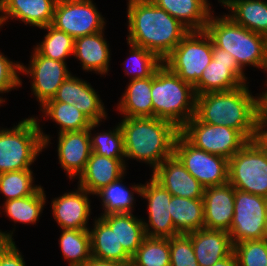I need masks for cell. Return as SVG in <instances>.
Instances as JSON below:
<instances>
[{
	"label": "cell",
	"mask_w": 267,
	"mask_h": 266,
	"mask_svg": "<svg viewBox=\"0 0 267 266\" xmlns=\"http://www.w3.org/2000/svg\"><path fill=\"white\" fill-rule=\"evenodd\" d=\"M127 42L163 60L190 32L151 0H127Z\"/></svg>",
	"instance_id": "cell-1"
},
{
	"label": "cell",
	"mask_w": 267,
	"mask_h": 266,
	"mask_svg": "<svg viewBox=\"0 0 267 266\" xmlns=\"http://www.w3.org/2000/svg\"><path fill=\"white\" fill-rule=\"evenodd\" d=\"M125 162L146 163L153 172L165 159L174 155L178 129L171 122L156 117H121Z\"/></svg>",
	"instance_id": "cell-2"
},
{
	"label": "cell",
	"mask_w": 267,
	"mask_h": 266,
	"mask_svg": "<svg viewBox=\"0 0 267 266\" xmlns=\"http://www.w3.org/2000/svg\"><path fill=\"white\" fill-rule=\"evenodd\" d=\"M248 84L231 91L197 95L194 116L200 122L236 129L250 141L257 109L256 96Z\"/></svg>",
	"instance_id": "cell-3"
},
{
	"label": "cell",
	"mask_w": 267,
	"mask_h": 266,
	"mask_svg": "<svg viewBox=\"0 0 267 266\" xmlns=\"http://www.w3.org/2000/svg\"><path fill=\"white\" fill-rule=\"evenodd\" d=\"M210 14L205 31L213 44L230 53L244 71L253 66L265 71L267 65V37L235 23L226 13Z\"/></svg>",
	"instance_id": "cell-4"
},
{
	"label": "cell",
	"mask_w": 267,
	"mask_h": 266,
	"mask_svg": "<svg viewBox=\"0 0 267 266\" xmlns=\"http://www.w3.org/2000/svg\"><path fill=\"white\" fill-rule=\"evenodd\" d=\"M40 122L31 116L11 128L0 127V173L32 169L37 157L52 144Z\"/></svg>",
	"instance_id": "cell-5"
},
{
	"label": "cell",
	"mask_w": 267,
	"mask_h": 266,
	"mask_svg": "<svg viewBox=\"0 0 267 266\" xmlns=\"http://www.w3.org/2000/svg\"><path fill=\"white\" fill-rule=\"evenodd\" d=\"M153 117L166 120L181 129L194 115V87L162 64L152 75Z\"/></svg>",
	"instance_id": "cell-6"
},
{
	"label": "cell",
	"mask_w": 267,
	"mask_h": 266,
	"mask_svg": "<svg viewBox=\"0 0 267 266\" xmlns=\"http://www.w3.org/2000/svg\"><path fill=\"white\" fill-rule=\"evenodd\" d=\"M213 42L206 31H190L162 60L184 82L194 86L212 61Z\"/></svg>",
	"instance_id": "cell-7"
},
{
	"label": "cell",
	"mask_w": 267,
	"mask_h": 266,
	"mask_svg": "<svg viewBox=\"0 0 267 266\" xmlns=\"http://www.w3.org/2000/svg\"><path fill=\"white\" fill-rule=\"evenodd\" d=\"M228 182L237 190L267 198V154L248 141L229 159Z\"/></svg>",
	"instance_id": "cell-8"
},
{
	"label": "cell",
	"mask_w": 267,
	"mask_h": 266,
	"mask_svg": "<svg viewBox=\"0 0 267 266\" xmlns=\"http://www.w3.org/2000/svg\"><path fill=\"white\" fill-rule=\"evenodd\" d=\"M180 134L194 147L228 160L249 141L236 129L200 122L195 116L180 129Z\"/></svg>",
	"instance_id": "cell-9"
},
{
	"label": "cell",
	"mask_w": 267,
	"mask_h": 266,
	"mask_svg": "<svg viewBox=\"0 0 267 266\" xmlns=\"http://www.w3.org/2000/svg\"><path fill=\"white\" fill-rule=\"evenodd\" d=\"M267 198L235 189L234 216L229 235L233 244L265 239Z\"/></svg>",
	"instance_id": "cell-10"
},
{
	"label": "cell",
	"mask_w": 267,
	"mask_h": 266,
	"mask_svg": "<svg viewBox=\"0 0 267 266\" xmlns=\"http://www.w3.org/2000/svg\"><path fill=\"white\" fill-rule=\"evenodd\" d=\"M51 25L76 39L106 30V19L93 0H57Z\"/></svg>",
	"instance_id": "cell-11"
},
{
	"label": "cell",
	"mask_w": 267,
	"mask_h": 266,
	"mask_svg": "<svg viewBox=\"0 0 267 266\" xmlns=\"http://www.w3.org/2000/svg\"><path fill=\"white\" fill-rule=\"evenodd\" d=\"M174 155L205 188L228 182L229 160L194 147L181 134L176 138Z\"/></svg>",
	"instance_id": "cell-12"
},
{
	"label": "cell",
	"mask_w": 267,
	"mask_h": 266,
	"mask_svg": "<svg viewBox=\"0 0 267 266\" xmlns=\"http://www.w3.org/2000/svg\"><path fill=\"white\" fill-rule=\"evenodd\" d=\"M67 62L42 56L35 48L31 52L29 64L21 62L20 74L31 78V95L41 107L53 99L61 84L72 74Z\"/></svg>",
	"instance_id": "cell-13"
},
{
	"label": "cell",
	"mask_w": 267,
	"mask_h": 266,
	"mask_svg": "<svg viewBox=\"0 0 267 266\" xmlns=\"http://www.w3.org/2000/svg\"><path fill=\"white\" fill-rule=\"evenodd\" d=\"M244 72L230 53L213 44L212 61L193 86L195 94L197 96L209 92H225L237 89L250 83Z\"/></svg>",
	"instance_id": "cell-14"
},
{
	"label": "cell",
	"mask_w": 267,
	"mask_h": 266,
	"mask_svg": "<svg viewBox=\"0 0 267 266\" xmlns=\"http://www.w3.org/2000/svg\"><path fill=\"white\" fill-rule=\"evenodd\" d=\"M150 177L149 182L142 184L140 194L148 203V221L142 218L146 236L171 238L179 234L169 213L172 195L151 175Z\"/></svg>",
	"instance_id": "cell-15"
},
{
	"label": "cell",
	"mask_w": 267,
	"mask_h": 266,
	"mask_svg": "<svg viewBox=\"0 0 267 266\" xmlns=\"http://www.w3.org/2000/svg\"><path fill=\"white\" fill-rule=\"evenodd\" d=\"M48 101L74 104L92 123L108 119L107 108L98 92L87 80L73 74L61 84L53 99Z\"/></svg>",
	"instance_id": "cell-16"
},
{
	"label": "cell",
	"mask_w": 267,
	"mask_h": 266,
	"mask_svg": "<svg viewBox=\"0 0 267 266\" xmlns=\"http://www.w3.org/2000/svg\"><path fill=\"white\" fill-rule=\"evenodd\" d=\"M75 191H68L51 200V213L60 229H89L92 215L90 194L77 185Z\"/></svg>",
	"instance_id": "cell-17"
},
{
	"label": "cell",
	"mask_w": 267,
	"mask_h": 266,
	"mask_svg": "<svg viewBox=\"0 0 267 266\" xmlns=\"http://www.w3.org/2000/svg\"><path fill=\"white\" fill-rule=\"evenodd\" d=\"M151 175L171 195L203 199L205 187L185 169L175 155L165 159Z\"/></svg>",
	"instance_id": "cell-18"
},
{
	"label": "cell",
	"mask_w": 267,
	"mask_h": 266,
	"mask_svg": "<svg viewBox=\"0 0 267 266\" xmlns=\"http://www.w3.org/2000/svg\"><path fill=\"white\" fill-rule=\"evenodd\" d=\"M57 157L65 175L77 179L90 158L91 143L88 129L59 133L57 135Z\"/></svg>",
	"instance_id": "cell-19"
},
{
	"label": "cell",
	"mask_w": 267,
	"mask_h": 266,
	"mask_svg": "<svg viewBox=\"0 0 267 266\" xmlns=\"http://www.w3.org/2000/svg\"><path fill=\"white\" fill-rule=\"evenodd\" d=\"M57 0H0V29L10 19L42 28L52 24Z\"/></svg>",
	"instance_id": "cell-20"
},
{
	"label": "cell",
	"mask_w": 267,
	"mask_h": 266,
	"mask_svg": "<svg viewBox=\"0 0 267 266\" xmlns=\"http://www.w3.org/2000/svg\"><path fill=\"white\" fill-rule=\"evenodd\" d=\"M235 188L229 183L204 190V228L230 230L234 216Z\"/></svg>",
	"instance_id": "cell-21"
},
{
	"label": "cell",
	"mask_w": 267,
	"mask_h": 266,
	"mask_svg": "<svg viewBox=\"0 0 267 266\" xmlns=\"http://www.w3.org/2000/svg\"><path fill=\"white\" fill-rule=\"evenodd\" d=\"M125 160L107 158L91 152L84 171L77 178V184L92 196L101 188L125 176L127 166Z\"/></svg>",
	"instance_id": "cell-22"
},
{
	"label": "cell",
	"mask_w": 267,
	"mask_h": 266,
	"mask_svg": "<svg viewBox=\"0 0 267 266\" xmlns=\"http://www.w3.org/2000/svg\"><path fill=\"white\" fill-rule=\"evenodd\" d=\"M105 31L74 39L73 57L80 61L81 69L104 77L110 71L111 49Z\"/></svg>",
	"instance_id": "cell-23"
},
{
	"label": "cell",
	"mask_w": 267,
	"mask_h": 266,
	"mask_svg": "<svg viewBox=\"0 0 267 266\" xmlns=\"http://www.w3.org/2000/svg\"><path fill=\"white\" fill-rule=\"evenodd\" d=\"M200 266H212L233 252L228 231L202 228L187 234Z\"/></svg>",
	"instance_id": "cell-24"
},
{
	"label": "cell",
	"mask_w": 267,
	"mask_h": 266,
	"mask_svg": "<svg viewBox=\"0 0 267 266\" xmlns=\"http://www.w3.org/2000/svg\"><path fill=\"white\" fill-rule=\"evenodd\" d=\"M189 31H204L213 12L209 0H151Z\"/></svg>",
	"instance_id": "cell-25"
},
{
	"label": "cell",
	"mask_w": 267,
	"mask_h": 266,
	"mask_svg": "<svg viewBox=\"0 0 267 266\" xmlns=\"http://www.w3.org/2000/svg\"><path fill=\"white\" fill-rule=\"evenodd\" d=\"M93 220V226L89 228L91 257L131 263L132 257L124 250L122 244H119L115 231L100 216Z\"/></svg>",
	"instance_id": "cell-26"
},
{
	"label": "cell",
	"mask_w": 267,
	"mask_h": 266,
	"mask_svg": "<svg viewBox=\"0 0 267 266\" xmlns=\"http://www.w3.org/2000/svg\"><path fill=\"white\" fill-rule=\"evenodd\" d=\"M235 23L267 37V0H218ZM231 12V13H230Z\"/></svg>",
	"instance_id": "cell-27"
},
{
	"label": "cell",
	"mask_w": 267,
	"mask_h": 266,
	"mask_svg": "<svg viewBox=\"0 0 267 266\" xmlns=\"http://www.w3.org/2000/svg\"><path fill=\"white\" fill-rule=\"evenodd\" d=\"M125 87L123 95L117 103L118 114L123 117H153L151 97L152 76L149 78L132 79Z\"/></svg>",
	"instance_id": "cell-28"
},
{
	"label": "cell",
	"mask_w": 267,
	"mask_h": 266,
	"mask_svg": "<svg viewBox=\"0 0 267 266\" xmlns=\"http://www.w3.org/2000/svg\"><path fill=\"white\" fill-rule=\"evenodd\" d=\"M125 177H121L115 182L101 188L94 195L101 199L102 213L100 215L133 213L135 210L136 198L134 194H141L142 183L128 186L123 183ZM134 209V210H133Z\"/></svg>",
	"instance_id": "cell-29"
},
{
	"label": "cell",
	"mask_w": 267,
	"mask_h": 266,
	"mask_svg": "<svg viewBox=\"0 0 267 266\" xmlns=\"http://www.w3.org/2000/svg\"><path fill=\"white\" fill-rule=\"evenodd\" d=\"M100 217L115 231L119 244L132 257L146 237L142 217L133 213H117L100 215Z\"/></svg>",
	"instance_id": "cell-30"
},
{
	"label": "cell",
	"mask_w": 267,
	"mask_h": 266,
	"mask_svg": "<svg viewBox=\"0 0 267 266\" xmlns=\"http://www.w3.org/2000/svg\"><path fill=\"white\" fill-rule=\"evenodd\" d=\"M169 213L179 234H188L204 228L203 199L172 195Z\"/></svg>",
	"instance_id": "cell-31"
},
{
	"label": "cell",
	"mask_w": 267,
	"mask_h": 266,
	"mask_svg": "<svg viewBox=\"0 0 267 266\" xmlns=\"http://www.w3.org/2000/svg\"><path fill=\"white\" fill-rule=\"evenodd\" d=\"M46 193L41 186L33 195L18 199H11L4 201L0 206L15 224L22 223L28 225H35L42 216L44 206H46Z\"/></svg>",
	"instance_id": "cell-32"
},
{
	"label": "cell",
	"mask_w": 267,
	"mask_h": 266,
	"mask_svg": "<svg viewBox=\"0 0 267 266\" xmlns=\"http://www.w3.org/2000/svg\"><path fill=\"white\" fill-rule=\"evenodd\" d=\"M42 111V112H41ZM41 117L58 125L59 133L89 129L91 121L75 105L60 101H46L41 107Z\"/></svg>",
	"instance_id": "cell-33"
},
{
	"label": "cell",
	"mask_w": 267,
	"mask_h": 266,
	"mask_svg": "<svg viewBox=\"0 0 267 266\" xmlns=\"http://www.w3.org/2000/svg\"><path fill=\"white\" fill-rule=\"evenodd\" d=\"M59 246L68 266H83L91 258L89 229H60Z\"/></svg>",
	"instance_id": "cell-34"
},
{
	"label": "cell",
	"mask_w": 267,
	"mask_h": 266,
	"mask_svg": "<svg viewBox=\"0 0 267 266\" xmlns=\"http://www.w3.org/2000/svg\"><path fill=\"white\" fill-rule=\"evenodd\" d=\"M102 122L91 123L88 131L90 136L91 150L99 156L125 160L123 134L119 122L115 127L102 132H93ZM94 134H93V133Z\"/></svg>",
	"instance_id": "cell-35"
},
{
	"label": "cell",
	"mask_w": 267,
	"mask_h": 266,
	"mask_svg": "<svg viewBox=\"0 0 267 266\" xmlns=\"http://www.w3.org/2000/svg\"><path fill=\"white\" fill-rule=\"evenodd\" d=\"M39 29L47 31V34L43 37L44 39L34 46L42 56L62 62H66V59L71 55L73 57L74 38L52 25Z\"/></svg>",
	"instance_id": "cell-36"
},
{
	"label": "cell",
	"mask_w": 267,
	"mask_h": 266,
	"mask_svg": "<svg viewBox=\"0 0 267 266\" xmlns=\"http://www.w3.org/2000/svg\"><path fill=\"white\" fill-rule=\"evenodd\" d=\"M132 266H170V238L146 236L131 259Z\"/></svg>",
	"instance_id": "cell-37"
},
{
	"label": "cell",
	"mask_w": 267,
	"mask_h": 266,
	"mask_svg": "<svg viewBox=\"0 0 267 266\" xmlns=\"http://www.w3.org/2000/svg\"><path fill=\"white\" fill-rule=\"evenodd\" d=\"M33 176L32 169L0 173V193L6 198L4 200L33 195L42 186L34 183Z\"/></svg>",
	"instance_id": "cell-38"
},
{
	"label": "cell",
	"mask_w": 267,
	"mask_h": 266,
	"mask_svg": "<svg viewBox=\"0 0 267 266\" xmlns=\"http://www.w3.org/2000/svg\"><path fill=\"white\" fill-rule=\"evenodd\" d=\"M129 46V58L124 60V72L129 80L149 78L163 64V61L152 51L143 47L126 42ZM129 61V63H128ZM128 64V65H127Z\"/></svg>",
	"instance_id": "cell-39"
},
{
	"label": "cell",
	"mask_w": 267,
	"mask_h": 266,
	"mask_svg": "<svg viewBox=\"0 0 267 266\" xmlns=\"http://www.w3.org/2000/svg\"><path fill=\"white\" fill-rule=\"evenodd\" d=\"M238 266H267V240H246L233 244Z\"/></svg>",
	"instance_id": "cell-40"
},
{
	"label": "cell",
	"mask_w": 267,
	"mask_h": 266,
	"mask_svg": "<svg viewBox=\"0 0 267 266\" xmlns=\"http://www.w3.org/2000/svg\"><path fill=\"white\" fill-rule=\"evenodd\" d=\"M170 266H200L191 238L187 234H178L170 238Z\"/></svg>",
	"instance_id": "cell-41"
},
{
	"label": "cell",
	"mask_w": 267,
	"mask_h": 266,
	"mask_svg": "<svg viewBox=\"0 0 267 266\" xmlns=\"http://www.w3.org/2000/svg\"><path fill=\"white\" fill-rule=\"evenodd\" d=\"M21 63L10 60L4 53L0 52V94L9 93L14 89L22 86L20 77ZM6 98L0 96L2 105Z\"/></svg>",
	"instance_id": "cell-42"
},
{
	"label": "cell",
	"mask_w": 267,
	"mask_h": 266,
	"mask_svg": "<svg viewBox=\"0 0 267 266\" xmlns=\"http://www.w3.org/2000/svg\"><path fill=\"white\" fill-rule=\"evenodd\" d=\"M15 243V241L0 243V266H26L24 255Z\"/></svg>",
	"instance_id": "cell-43"
},
{
	"label": "cell",
	"mask_w": 267,
	"mask_h": 266,
	"mask_svg": "<svg viewBox=\"0 0 267 266\" xmlns=\"http://www.w3.org/2000/svg\"><path fill=\"white\" fill-rule=\"evenodd\" d=\"M259 150L267 154V121L255 119L253 134L250 140Z\"/></svg>",
	"instance_id": "cell-44"
},
{
	"label": "cell",
	"mask_w": 267,
	"mask_h": 266,
	"mask_svg": "<svg viewBox=\"0 0 267 266\" xmlns=\"http://www.w3.org/2000/svg\"><path fill=\"white\" fill-rule=\"evenodd\" d=\"M265 92L257 93L256 96V109H257V115L255 119H263L267 121V85L266 88H264ZM259 94V95H258Z\"/></svg>",
	"instance_id": "cell-45"
},
{
	"label": "cell",
	"mask_w": 267,
	"mask_h": 266,
	"mask_svg": "<svg viewBox=\"0 0 267 266\" xmlns=\"http://www.w3.org/2000/svg\"><path fill=\"white\" fill-rule=\"evenodd\" d=\"M131 263L99 260L91 257L83 266H130Z\"/></svg>",
	"instance_id": "cell-46"
},
{
	"label": "cell",
	"mask_w": 267,
	"mask_h": 266,
	"mask_svg": "<svg viewBox=\"0 0 267 266\" xmlns=\"http://www.w3.org/2000/svg\"><path fill=\"white\" fill-rule=\"evenodd\" d=\"M212 266H238L237 259H236L234 252H232L228 257H225L221 259L220 261L216 262Z\"/></svg>",
	"instance_id": "cell-47"
},
{
	"label": "cell",
	"mask_w": 267,
	"mask_h": 266,
	"mask_svg": "<svg viewBox=\"0 0 267 266\" xmlns=\"http://www.w3.org/2000/svg\"><path fill=\"white\" fill-rule=\"evenodd\" d=\"M14 232H15V229L13 228V230L11 231H9V232H7V231H2L1 229H0V243L2 242V241H14Z\"/></svg>",
	"instance_id": "cell-48"
},
{
	"label": "cell",
	"mask_w": 267,
	"mask_h": 266,
	"mask_svg": "<svg viewBox=\"0 0 267 266\" xmlns=\"http://www.w3.org/2000/svg\"><path fill=\"white\" fill-rule=\"evenodd\" d=\"M266 72V74H267V65H266V68H265V71H264V73ZM267 76V75H266ZM266 80V82L264 83L265 85H267V77L265 78Z\"/></svg>",
	"instance_id": "cell-49"
}]
</instances>
